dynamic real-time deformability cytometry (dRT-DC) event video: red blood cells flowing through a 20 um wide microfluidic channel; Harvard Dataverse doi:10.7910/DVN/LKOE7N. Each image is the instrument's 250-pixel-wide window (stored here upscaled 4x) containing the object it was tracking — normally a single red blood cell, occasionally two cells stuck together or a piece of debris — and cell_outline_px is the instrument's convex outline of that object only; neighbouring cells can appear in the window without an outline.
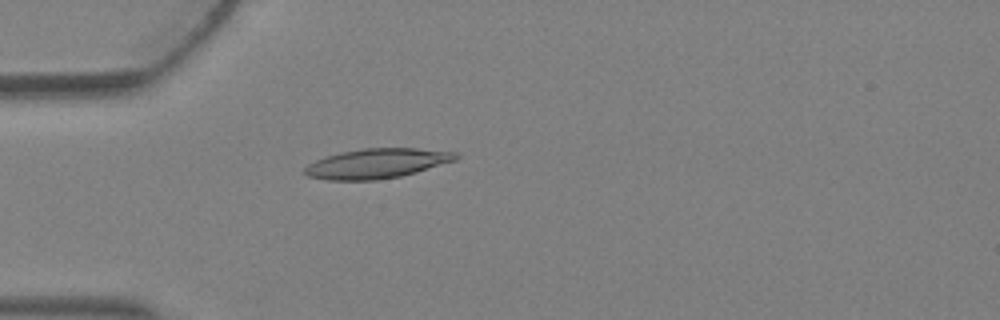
{"species": "Egyptian fruit bat (a non-hibernating species)", "species_latin": "Rousettus aegyptiacus", "temperature_condition": "warm", "stored_images_in_passage": 3, "camera_frame_rate_fps": 3000, "um_per_image_px": 0.085, "animal": {"sex": "female"}, "frame": {"image": 1, "passage_image": 3, "time_ms": 0.667, "image_size_px": [1000, 320], "cell_outline_px": [[460, 156], [456, 160], [416, 172], [400, 176], [376, 180], [328, 180], [308, 176], [304, 172], [304, 168], [308, 164], [324, 156], [340, 152], [364, 148], [416, 148], [456, 152]], "centroid_in_image_um": [32.03, 13.89], "position_along_channel_um": 53.0, "area_um2": 26.18}}